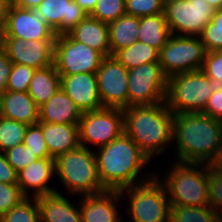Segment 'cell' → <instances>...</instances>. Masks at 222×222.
<instances>
[{
	"label": "cell",
	"instance_id": "cell-1",
	"mask_svg": "<svg viewBox=\"0 0 222 222\" xmlns=\"http://www.w3.org/2000/svg\"><path fill=\"white\" fill-rule=\"evenodd\" d=\"M172 140L178 162L214 164L222 148V121L203 113H174Z\"/></svg>",
	"mask_w": 222,
	"mask_h": 222
},
{
	"label": "cell",
	"instance_id": "cell-2",
	"mask_svg": "<svg viewBox=\"0 0 222 222\" xmlns=\"http://www.w3.org/2000/svg\"><path fill=\"white\" fill-rule=\"evenodd\" d=\"M95 159L99 180L106 190H120L137 185L156 175L148 174L145 180L139 177L151 159L125 133L99 147Z\"/></svg>",
	"mask_w": 222,
	"mask_h": 222
},
{
	"label": "cell",
	"instance_id": "cell-3",
	"mask_svg": "<svg viewBox=\"0 0 222 222\" xmlns=\"http://www.w3.org/2000/svg\"><path fill=\"white\" fill-rule=\"evenodd\" d=\"M124 133L151 159L171 143L174 113L166 102L122 109Z\"/></svg>",
	"mask_w": 222,
	"mask_h": 222
},
{
	"label": "cell",
	"instance_id": "cell-4",
	"mask_svg": "<svg viewBox=\"0 0 222 222\" xmlns=\"http://www.w3.org/2000/svg\"><path fill=\"white\" fill-rule=\"evenodd\" d=\"M174 164L162 181L170 205L209 206V164Z\"/></svg>",
	"mask_w": 222,
	"mask_h": 222
},
{
	"label": "cell",
	"instance_id": "cell-5",
	"mask_svg": "<svg viewBox=\"0 0 222 222\" xmlns=\"http://www.w3.org/2000/svg\"><path fill=\"white\" fill-rule=\"evenodd\" d=\"M55 161V175H58L69 194L84 196L106 191L98 177L95 152L89 147L79 145L59 155Z\"/></svg>",
	"mask_w": 222,
	"mask_h": 222
},
{
	"label": "cell",
	"instance_id": "cell-6",
	"mask_svg": "<svg viewBox=\"0 0 222 222\" xmlns=\"http://www.w3.org/2000/svg\"><path fill=\"white\" fill-rule=\"evenodd\" d=\"M202 70L168 77L166 105L173 113H202L216 88Z\"/></svg>",
	"mask_w": 222,
	"mask_h": 222
},
{
	"label": "cell",
	"instance_id": "cell-7",
	"mask_svg": "<svg viewBox=\"0 0 222 222\" xmlns=\"http://www.w3.org/2000/svg\"><path fill=\"white\" fill-rule=\"evenodd\" d=\"M128 195V214L126 222H169L170 200L164 184L156 174L149 181L125 187L119 190ZM125 222V220H124Z\"/></svg>",
	"mask_w": 222,
	"mask_h": 222
},
{
	"label": "cell",
	"instance_id": "cell-8",
	"mask_svg": "<svg viewBox=\"0 0 222 222\" xmlns=\"http://www.w3.org/2000/svg\"><path fill=\"white\" fill-rule=\"evenodd\" d=\"M206 55L199 36L171 35L159 51V64L167 77L201 70Z\"/></svg>",
	"mask_w": 222,
	"mask_h": 222
},
{
	"label": "cell",
	"instance_id": "cell-9",
	"mask_svg": "<svg viewBox=\"0 0 222 222\" xmlns=\"http://www.w3.org/2000/svg\"><path fill=\"white\" fill-rule=\"evenodd\" d=\"M163 13L171 34L200 36L215 9L206 0H169L164 3Z\"/></svg>",
	"mask_w": 222,
	"mask_h": 222
},
{
	"label": "cell",
	"instance_id": "cell-10",
	"mask_svg": "<svg viewBox=\"0 0 222 222\" xmlns=\"http://www.w3.org/2000/svg\"><path fill=\"white\" fill-rule=\"evenodd\" d=\"M168 77L159 62L128 70V107L165 102Z\"/></svg>",
	"mask_w": 222,
	"mask_h": 222
},
{
	"label": "cell",
	"instance_id": "cell-11",
	"mask_svg": "<svg viewBox=\"0 0 222 222\" xmlns=\"http://www.w3.org/2000/svg\"><path fill=\"white\" fill-rule=\"evenodd\" d=\"M79 142L97 148L109 144L124 133L122 109L103 107L82 113L79 120Z\"/></svg>",
	"mask_w": 222,
	"mask_h": 222
},
{
	"label": "cell",
	"instance_id": "cell-12",
	"mask_svg": "<svg viewBox=\"0 0 222 222\" xmlns=\"http://www.w3.org/2000/svg\"><path fill=\"white\" fill-rule=\"evenodd\" d=\"M104 58L100 52L68 34L56 36L53 63L60 75L96 73Z\"/></svg>",
	"mask_w": 222,
	"mask_h": 222
},
{
	"label": "cell",
	"instance_id": "cell-13",
	"mask_svg": "<svg viewBox=\"0 0 222 222\" xmlns=\"http://www.w3.org/2000/svg\"><path fill=\"white\" fill-rule=\"evenodd\" d=\"M103 107H128V69L113 56L105 57L96 72Z\"/></svg>",
	"mask_w": 222,
	"mask_h": 222
},
{
	"label": "cell",
	"instance_id": "cell-14",
	"mask_svg": "<svg viewBox=\"0 0 222 222\" xmlns=\"http://www.w3.org/2000/svg\"><path fill=\"white\" fill-rule=\"evenodd\" d=\"M55 40H23L17 37H0V46L14 64L33 69L53 64Z\"/></svg>",
	"mask_w": 222,
	"mask_h": 222
},
{
	"label": "cell",
	"instance_id": "cell-15",
	"mask_svg": "<svg viewBox=\"0 0 222 222\" xmlns=\"http://www.w3.org/2000/svg\"><path fill=\"white\" fill-rule=\"evenodd\" d=\"M0 37L23 40H55L54 30L33 9L9 5L5 28Z\"/></svg>",
	"mask_w": 222,
	"mask_h": 222
},
{
	"label": "cell",
	"instance_id": "cell-16",
	"mask_svg": "<svg viewBox=\"0 0 222 222\" xmlns=\"http://www.w3.org/2000/svg\"><path fill=\"white\" fill-rule=\"evenodd\" d=\"M34 10L56 36L69 33L88 16L74 0H43Z\"/></svg>",
	"mask_w": 222,
	"mask_h": 222
},
{
	"label": "cell",
	"instance_id": "cell-17",
	"mask_svg": "<svg viewBox=\"0 0 222 222\" xmlns=\"http://www.w3.org/2000/svg\"><path fill=\"white\" fill-rule=\"evenodd\" d=\"M61 76V89L73 100L81 113L103 108L96 73Z\"/></svg>",
	"mask_w": 222,
	"mask_h": 222
},
{
	"label": "cell",
	"instance_id": "cell-18",
	"mask_svg": "<svg viewBox=\"0 0 222 222\" xmlns=\"http://www.w3.org/2000/svg\"><path fill=\"white\" fill-rule=\"evenodd\" d=\"M55 172V158L37 159L18 173V186L25 197H29L30 189L35 198L55 193L57 190L47 185Z\"/></svg>",
	"mask_w": 222,
	"mask_h": 222
},
{
	"label": "cell",
	"instance_id": "cell-19",
	"mask_svg": "<svg viewBox=\"0 0 222 222\" xmlns=\"http://www.w3.org/2000/svg\"><path fill=\"white\" fill-rule=\"evenodd\" d=\"M119 190H106L96 195H84L80 199L82 222H124L118 216L116 204L121 198Z\"/></svg>",
	"mask_w": 222,
	"mask_h": 222
},
{
	"label": "cell",
	"instance_id": "cell-20",
	"mask_svg": "<svg viewBox=\"0 0 222 222\" xmlns=\"http://www.w3.org/2000/svg\"><path fill=\"white\" fill-rule=\"evenodd\" d=\"M0 116L32 125L39 122V107L28 92L6 91L0 96Z\"/></svg>",
	"mask_w": 222,
	"mask_h": 222
},
{
	"label": "cell",
	"instance_id": "cell-21",
	"mask_svg": "<svg viewBox=\"0 0 222 222\" xmlns=\"http://www.w3.org/2000/svg\"><path fill=\"white\" fill-rule=\"evenodd\" d=\"M81 116V111L61 88L39 108L40 123L79 124Z\"/></svg>",
	"mask_w": 222,
	"mask_h": 222
},
{
	"label": "cell",
	"instance_id": "cell-22",
	"mask_svg": "<svg viewBox=\"0 0 222 222\" xmlns=\"http://www.w3.org/2000/svg\"><path fill=\"white\" fill-rule=\"evenodd\" d=\"M72 39L86 44L104 57L111 56L109 26L91 16H87L69 33Z\"/></svg>",
	"mask_w": 222,
	"mask_h": 222
},
{
	"label": "cell",
	"instance_id": "cell-23",
	"mask_svg": "<svg viewBox=\"0 0 222 222\" xmlns=\"http://www.w3.org/2000/svg\"><path fill=\"white\" fill-rule=\"evenodd\" d=\"M40 222H82L80 207L76 208L58 191L37 197Z\"/></svg>",
	"mask_w": 222,
	"mask_h": 222
},
{
	"label": "cell",
	"instance_id": "cell-24",
	"mask_svg": "<svg viewBox=\"0 0 222 222\" xmlns=\"http://www.w3.org/2000/svg\"><path fill=\"white\" fill-rule=\"evenodd\" d=\"M42 133L49 155L55 159L80 145L78 124L42 123Z\"/></svg>",
	"mask_w": 222,
	"mask_h": 222
},
{
	"label": "cell",
	"instance_id": "cell-25",
	"mask_svg": "<svg viewBox=\"0 0 222 222\" xmlns=\"http://www.w3.org/2000/svg\"><path fill=\"white\" fill-rule=\"evenodd\" d=\"M60 87L61 76L53 63L45 68L35 70L27 92L40 108Z\"/></svg>",
	"mask_w": 222,
	"mask_h": 222
},
{
	"label": "cell",
	"instance_id": "cell-26",
	"mask_svg": "<svg viewBox=\"0 0 222 222\" xmlns=\"http://www.w3.org/2000/svg\"><path fill=\"white\" fill-rule=\"evenodd\" d=\"M111 56L118 50L129 47L137 41L140 18L124 14L108 24Z\"/></svg>",
	"mask_w": 222,
	"mask_h": 222
},
{
	"label": "cell",
	"instance_id": "cell-27",
	"mask_svg": "<svg viewBox=\"0 0 222 222\" xmlns=\"http://www.w3.org/2000/svg\"><path fill=\"white\" fill-rule=\"evenodd\" d=\"M171 35L164 13L140 18L137 41L146 43L160 51Z\"/></svg>",
	"mask_w": 222,
	"mask_h": 222
},
{
	"label": "cell",
	"instance_id": "cell-28",
	"mask_svg": "<svg viewBox=\"0 0 222 222\" xmlns=\"http://www.w3.org/2000/svg\"><path fill=\"white\" fill-rule=\"evenodd\" d=\"M112 56L128 70L142 64L159 62V51L140 41L116 51Z\"/></svg>",
	"mask_w": 222,
	"mask_h": 222
},
{
	"label": "cell",
	"instance_id": "cell-29",
	"mask_svg": "<svg viewBox=\"0 0 222 222\" xmlns=\"http://www.w3.org/2000/svg\"><path fill=\"white\" fill-rule=\"evenodd\" d=\"M28 126L0 116V151L5 153L16 145L22 144Z\"/></svg>",
	"mask_w": 222,
	"mask_h": 222
},
{
	"label": "cell",
	"instance_id": "cell-30",
	"mask_svg": "<svg viewBox=\"0 0 222 222\" xmlns=\"http://www.w3.org/2000/svg\"><path fill=\"white\" fill-rule=\"evenodd\" d=\"M0 222H40V211L37 198L25 197L8 213H5Z\"/></svg>",
	"mask_w": 222,
	"mask_h": 222
},
{
	"label": "cell",
	"instance_id": "cell-31",
	"mask_svg": "<svg viewBox=\"0 0 222 222\" xmlns=\"http://www.w3.org/2000/svg\"><path fill=\"white\" fill-rule=\"evenodd\" d=\"M199 37L206 52L222 50V9L215 10L213 18Z\"/></svg>",
	"mask_w": 222,
	"mask_h": 222
},
{
	"label": "cell",
	"instance_id": "cell-32",
	"mask_svg": "<svg viewBox=\"0 0 222 222\" xmlns=\"http://www.w3.org/2000/svg\"><path fill=\"white\" fill-rule=\"evenodd\" d=\"M124 14H126L125 0H97L94 10L89 16L109 24Z\"/></svg>",
	"mask_w": 222,
	"mask_h": 222
},
{
	"label": "cell",
	"instance_id": "cell-33",
	"mask_svg": "<svg viewBox=\"0 0 222 222\" xmlns=\"http://www.w3.org/2000/svg\"><path fill=\"white\" fill-rule=\"evenodd\" d=\"M23 143L38 159L52 158L43 137L42 123L38 122L28 126Z\"/></svg>",
	"mask_w": 222,
	"mask_h": 222
},
{
	"label": "cell",
	"instance_id": "cell-34",
	"mask_svg": "<svg viewBox=\"0 0 222 222\" xmlns=\"http://www.w3.org/2000/svg\"><path fill=\"white\" fill-rule=\"evenodd\" d=\"M35 69L26 65L14 64L8 77L7 91L27 92Z\"/></svg>",
	"mask_w": 222,
	"mask_h": 222
},
{
	"label": "cell",
	"instance_id": "cell-35",
	"mask_svg": "<svg viewBox=\"0 0 222 222\" xmlns=\"http://www.w3.org/2000/svg\"><path fill=\"white\" fill-rule=\"evenodd\" d=\"M209 206L222 217V170L209 165Z\"/></svg>",
	"mask_w": 222,
	"mask_h": 222
},
{
	"label": "cell",
	"instance_id": "cell-36",
	"mask_svg": "<svg viewBox=\"0 0 222 222\" xmlns=\"http://www.w3.org/2000/svg\"><path fill=\"white\" fill-rule=\"evenodd\" d=\"M162 0H125L126 14L136 17H145L163 13Z\"/></svg>",
	"mask_w": 222,
	"mask_h": 222
},
{
	"label": "cell",
	"instance_id": "cell-37",
	"mask_svg": "<svg viewBox=\"0 0 222 222\" xmlns=\"http://www.w3.org/2000/svg\"><path fill=\"white\" fill-rule=\"evenodd\" d=\"M5 156L9 164L17 173L38 159L31 149L25 146L24 143L16 145L6 151Z\"/></svg>",
	"mask_w": 222,
	"mask_h": 222
},
{
	"label": "cell",
	"instance_id": "cell-38",
	"mask_svg": "<svg viewBox=\"0 0 222 222\" xmlns=\"http://www.w3.org/2000/svg\"><path fill=\"white\" fill-rule=\"evenodd\" d=\"M24 198L18 184L0 182V218Z\"/></svg>",
	"mask_w": 222,
	"mask_h": 222
},
{
	"label": "cell",
	"instance_id": "cell-39",
	"mask_svg": "<svg viewBox=\"0 0 222 222\" xmlns=\"http://www.w3.org/2000/svg\"><path fill=\"white\" fill-rule=\"evenodd\" d=\"M201 70L217 86H222V50L206 52Z\"/></svg>",
	"mask_w": 222,
	"mask_h": 222
},
{
	"label": "cell",
	"instance_id": "cell-40",
	"mask_svg": "<svg viewBox=\"0 0 222 222\" xmlns=\"http://www.w3.org/2000/svg\"><path fill=\"white\" fill-rule=\"evenodd\" d=\"M202 113L222 121V86H216L213 90Z\"/></svg>",
	"mask_w": 222,
	"mask_h": 222
},
{
	"label": "cell",
	"instance_id": "cell-41",
	"mask_svg": "<svg viewBox=\"0 0 222 222\" xmlns=\"http://www.w3.org/2000/svg\"><path fill=\"white\" fill-rule=\"evenodd\" d=\"M13 67L12 61L0 46V95L7 91L8 77Z\"/></svg>",
	"mask_w": 222,
	"mask_h": 222
},
{
	"label": "cell",
	"instance_id": "cell-42",
	"mask_svg": "<svg viewBox=\"0 0 222 222\" xmlns=\"http://www.w3.org/2000/svg\"><path fill=\"white\" fill-rule=\"evenodd\" d=\"M0 182L18 184V173L7 161L5 153L0 151Z\"/></svg>",
	"mask_w": 222,
	"mask_h": 222
},
{
	"label": "cell",
	"instance_id": "cell-43",
	"mask_svg": "<svg viewBox=\"0 0 222 222\" xmlns=\"http://www.w3.org/2000/svg\"><path fill=\"white\" fill-rule=\"evenodd\" d=\"M9 3L6 0H0V36L3 34Z\"/></svg>",
	"mask_w": 222,
	"mask_h": 222
},
{
	"label": "cell",
	"instance_id": "cell-44",
	"mask_svg": "<svg viewBox=\"0 0 222 222\" xmlns=\"http://www.w3.org/2000/svg\"><path fill=\"white\" fill-rule=\"evenodd\" d=\"M42 1L43 0H17L13 5L34 10L41 4Z\"/></svg>",
	"mask_w": 222,
	"mask_h": 222
},
{
	"label": "cell",
	"instance_id": "cell-45",
	"mask_svg": "<svg viewBox=\"0 0 222 222\" xmlns=\"http://www.w3.org/2000/svg\"><path fill=\"white\" fill-rule=\"evenodd\" d=\"M88 15H90L97 3V0H74Z\"/></svg>",
	"mask_w": 222,
	"mask_h": 222
},
{
	"label": "cell",
	"instance_id": "cell-46",
	"mask_svg": "<svg viewBox=\"0 0 222 222\" xmlns=\"http://www.w3.org/2000/svg\"><path fill=\"white\" fill-rule=\"evenodd\" d=\"M215 10L222 9V0H206Z\"/></svg>",
	"mask_w": 222,
	"mask_h": 222
},
{
	"label": "cell",
	"instance_id": "cell-47",
	"mask_svg": "<svg viewBox=\"0 0 222 222\" xmlns=\"http://www.w3.org/2000/svg\"><path fill=\"white\" fill-rule=\"evenodd\" d=\"M219 169L222 170V148H221V151H220V155L219 157L217 158V160L215 161L214 163Z\"/></svg>",
	"mask_w": 222,
	"mask_h": 222
},
{
	"label": "cell",
	"instance_id": "cell-48",
	"mask_svg": "<svg viewBox=\"0 0 222 222\" xmlns=\"http://www.w3.org/2000/svg\"><path fill=\"white\" fill-rule=\"evenodd\" d=\"M10 5L14 4L17 0H6Z\"/></svg>",
	"mask_w": 222,
	"mask_h": 222
}]
</instances>
